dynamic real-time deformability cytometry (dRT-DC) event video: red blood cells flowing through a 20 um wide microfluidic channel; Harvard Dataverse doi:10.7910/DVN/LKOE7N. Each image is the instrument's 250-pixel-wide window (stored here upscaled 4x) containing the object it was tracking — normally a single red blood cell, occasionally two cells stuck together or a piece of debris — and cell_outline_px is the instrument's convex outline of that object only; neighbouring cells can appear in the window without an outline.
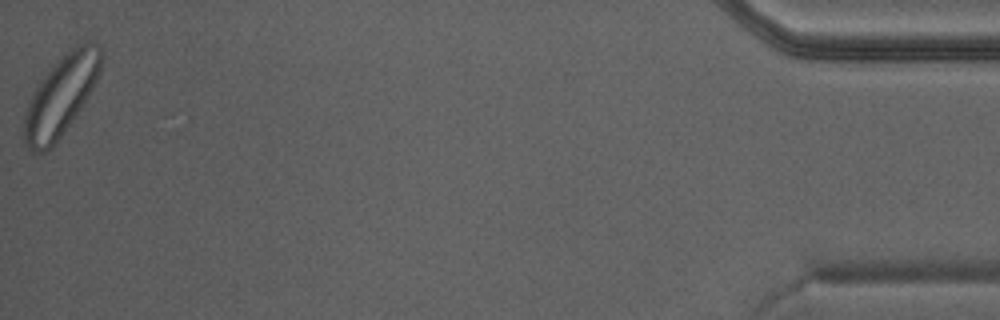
{"species": "Egyptian fruit bat (a non-hibernating species)", "species_latin": "Rousettus aegyptiacus", "temperature_condition": "warm", "stored_images_in_passage": 36, "camera_frame_rate_fps": 3000, "um_per_image_px": 0.085, "animal": {"sex": "male"}, "frame": {"image": 1, "passage_image": 36, "time_ms": 11.667, "image_size_px": [1000, 320], "cell_outline_px": [[104, 60], [100, 72], [76, 116], [60, 136], [44, 152], [32, 152], [28, 148], [20, 136], [24, 116], [28, 104], [40, 80], [72, 48], [84, 40], [96, 40], [104, 52]], "centroid_in_image_um": [5.2, 8.12], "position_along_channel_um": 430.0, "area_um2": 35.6}}